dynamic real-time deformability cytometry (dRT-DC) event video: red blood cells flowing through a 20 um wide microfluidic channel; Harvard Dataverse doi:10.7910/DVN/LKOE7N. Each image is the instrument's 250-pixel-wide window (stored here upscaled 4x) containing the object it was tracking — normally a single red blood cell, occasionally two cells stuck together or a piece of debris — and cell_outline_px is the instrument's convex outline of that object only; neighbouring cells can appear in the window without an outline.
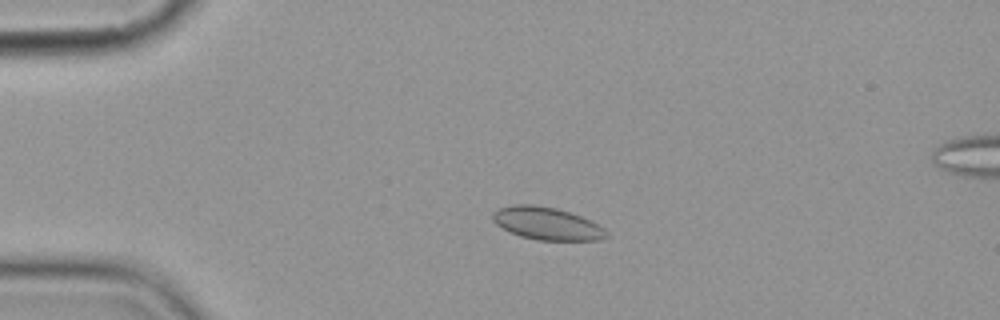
{"species": "common noctule bat (a hibernating species)", "species_latin": "Nyctalus noctula", "temperature_condition": "cold", "stored_images_in_passage": 5, "camera_frame_rate_fps": 3000, "um_per_image_px": 0.085, "animal": {"sex": "female", "body_mass_g": 19.9}, "frame": {"image": 1, "passage_image": 3, "time_ms": 2.333, "image_size_px": [1000, 320], "cell_outline_px": [[608, 236], [600, 240], [536, 240], [520, 236], [508, 232], [496, 224], [492, 220], [492, 212], [496, 208], [512, 204], [532, 204], [556, 208], [580, 216], [604, 228], [608, 232]], "centroid_in_image_um": [46.42, 18.99], "position_along_channel_um": 38.6, "area_um2": 21.73}}